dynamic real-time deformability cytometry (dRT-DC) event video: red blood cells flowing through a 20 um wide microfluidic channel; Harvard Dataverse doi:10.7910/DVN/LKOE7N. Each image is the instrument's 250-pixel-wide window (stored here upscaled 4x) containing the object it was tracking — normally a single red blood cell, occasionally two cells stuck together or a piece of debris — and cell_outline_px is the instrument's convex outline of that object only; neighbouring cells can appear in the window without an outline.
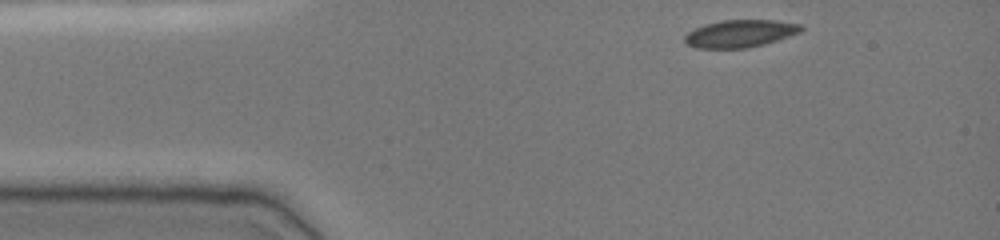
{"species": "common noctule bat (a hibernating species)", "species_latin": "Nyctalus noctula", "temperature_condition": "cold", "stored_images_in_passage": 38, "camera_frame_rate_fps": 3000, "um_per_image_px": 0.085, "animal": {"sex": "female", "body_mass_g": 19.0, "forearm_length_mm": 51.5}, "frame": {"image": 1, "passage_image": 1, "time_ms": 0.0, "image_size_px": [1000, 240], "cell_outline_px": [[804, 28], [800, 32], [764, 44], [748, 48], [696, 48], [688, 44], [684, 40], [684, 36], [688, 32], [704, 24], [724, 20], [792, 20], [800, 24]], "centroid_in_image_um": [62.95, 2.84], "position_along_channel_um": 22.0, "area_um2": 18.73}}
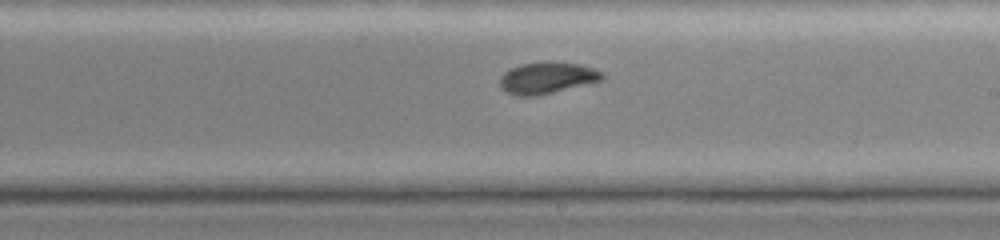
{"frame": {"image": 2, "passage_image": 23, "time_ms": 7.333, "image_size_px": [1000, 240], "cell_outline_px": [[604, 80], [536, 96], [516, 96], [504, 92], [500, 88], [500, 76], [508, 68], [520, 64], [544, 60], [580, 64], [604, 72]], "centroid_in_image_um": [46.46, 6.6], "position_along_channel_um": 242.5, "area_um2": 19.31}}
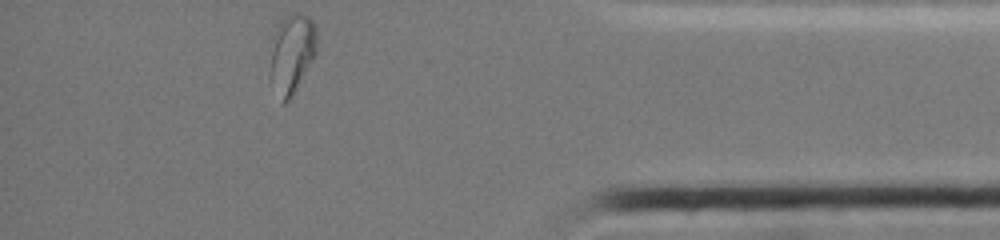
{"frame": {"image": 3, "passage_image": 38, "time_ms": 12.333, "image_size_px": [1000, 240], "cell_outline_px": [[316, 56], [296, 88], [288, 100], [284, 104], [280, 104], [268, 80], [268, 72], [272, 36], [276, 28], [288, 16], [296, 12], [308, 16], [312, 20], [316, 28]], "centroid_in_image_um": [24.75, 4.63], "position_along_channel_um": 410.4, "area_um2": 22.14}, "authors_computed_cell_mechanics": {"area_um2": 19.2474, "velocity_mm_per_s": 3.8089, "shape_relaxation_time_tau1_ms": 4.3176, "shape_relaxation_time_tau2_ms": 1.3, "deformation_change_tau1": 0.1451, "deformation_change_tau2": 0.0394}}